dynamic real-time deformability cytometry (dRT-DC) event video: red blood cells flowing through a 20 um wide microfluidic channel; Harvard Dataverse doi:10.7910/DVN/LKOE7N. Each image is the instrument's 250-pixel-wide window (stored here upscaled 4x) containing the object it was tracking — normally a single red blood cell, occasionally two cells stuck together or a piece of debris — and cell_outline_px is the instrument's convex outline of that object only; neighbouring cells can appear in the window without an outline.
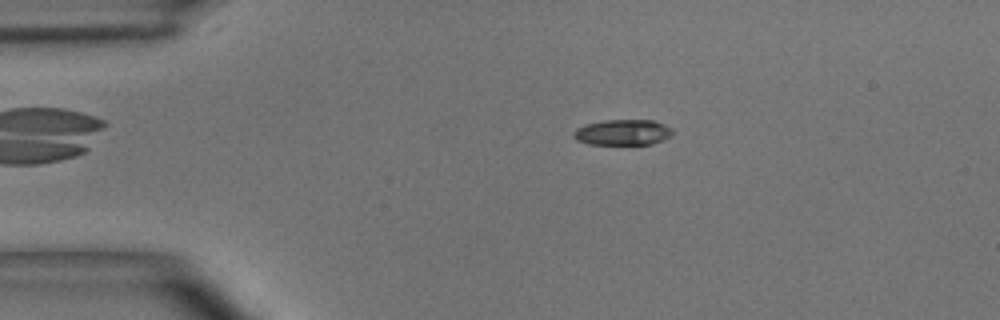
{"species": "common noctule bat (a hibernating species)", "species_latin": "Nyctalus noctula", "temperature_condition": "room temperature", "stored_images_in_passage": 43, "camera_frame_rate_fps": 3000, "um_per_image_px": 0.085, "animal": {"sex": "male", "body_mass_g": 15.6}, "frame": {"image": 1, "passage_image": 2, "time_ms": 0.333, "image_size_px": [1000, 320], "cell_outline_px": [[672, 136], [664, 140], [652, 144], [588, 144], [576, 140], [572, 136], [572, 132], [576, 128], [584, 124], [604, 120], [652, 120], [664, 124], [672, 128]], "centroid_in_image_um": [52.91, 11.25], "position_along_channel_um": 32.1, "area_um2": 15.03}}
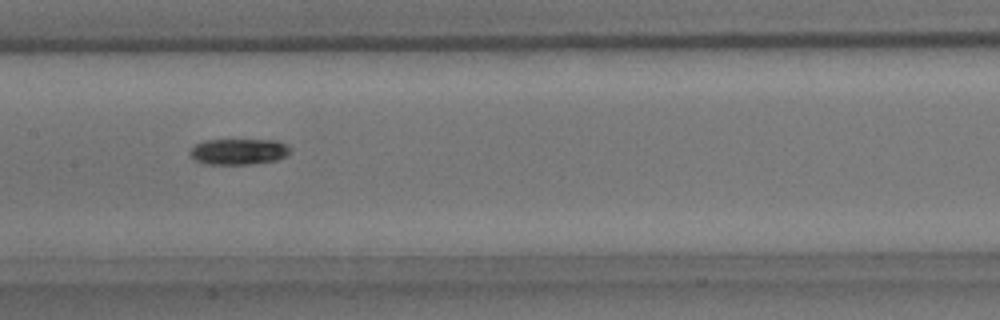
{"frame": {"image": 2, "passage_image": 17, "time_ms": 5.333, "image_size_px": [1000, 320], "cell_outline_px": [[292, 152], [288, 156], [276, 160], [252, 164], [204, 164], [196, 160], [188, 152], [196, 144], [204, 140], [276, 140], [284, 144]], "centroid_in_image_um": [20.29, 12.89], "position_along_channel_um": 187.1, "area_um2": 15.14}}
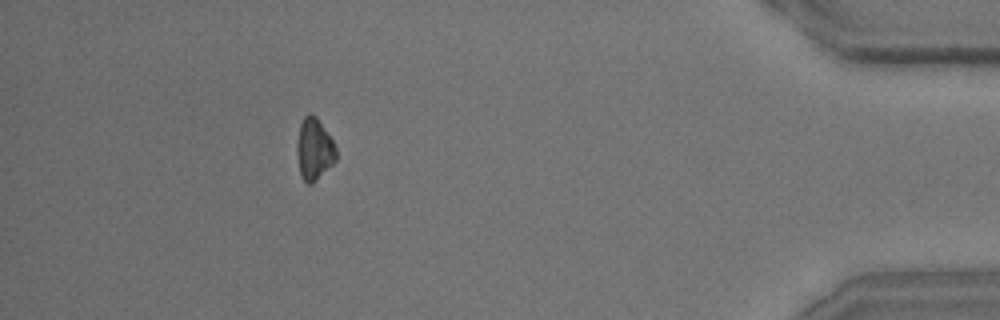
{"frame": {"image": 3, "passage_image": 38, "time_ms": 12.333, "image_size_px": [1000, 320], "cell_outline_px": [[336, 160], [312, 184], [308, 184], [300, 176], [296, 152], [296, 144], [300, 124], [304, 116], [308, 112], [312, 112], [316, 116], [332, 140], [336, 148]], "centroid_in_image_um": [26.67, 12.66], "position_along_channel_um": 408.5, "area_um2": 14.16}, "authors_computed_cell_mechanics": {"area_um2": 15.0858, "velocity_mm_per_s": 3.9393, "shape_relaxation_time_tau1_ms": 2.6033, "shape_relaxation_time_tau2_ms": null, "deformation_change_tau1": 0.0858, "deformation_change_tau2": null}}